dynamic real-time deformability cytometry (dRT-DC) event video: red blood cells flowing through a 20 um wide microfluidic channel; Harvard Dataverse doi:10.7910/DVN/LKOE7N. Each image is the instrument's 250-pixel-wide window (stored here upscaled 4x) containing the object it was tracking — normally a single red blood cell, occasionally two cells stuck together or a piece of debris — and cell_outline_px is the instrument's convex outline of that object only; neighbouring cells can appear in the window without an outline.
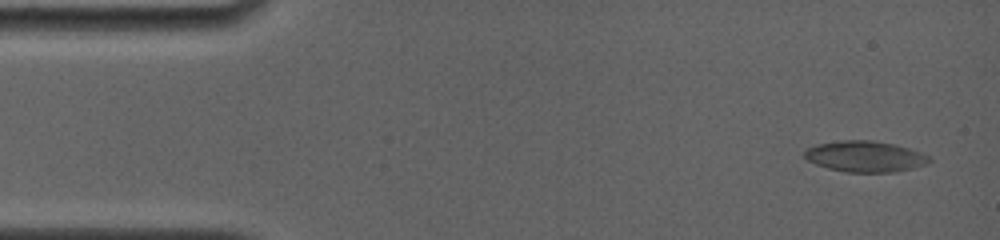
{"species": "common noctule bat (a hibernating species)", "species_latin": "Nyctalus noctula", "temperature_condition": "room temperature", "stored_images_in_passage": 10, "camera_frame_rate_fps": 4000, "um_per_image_px": 0.085, "animal": {"sex": "female", "body_mass_g": 19.0, "forearm_length_mm": 56.7}, "frame": {"image": 1, "passage_image": 1, "time_ms": 0.0, "image_size_px": [1000, 240], "cell_outline_px": [[932, 160], [928, 164], [896, 172], [848, 172], [828, 168], [816, 164], [808, 160], [804, 156], [804, 152], [808, 148], [816, 144], [844, 140], [872, 140], [892, 144], [908, 148], [920, 152], [928, 156]], "centroid_in_image_um": [73.54, 13.3], "position_along_channel_um": 11.5, "area_um2": 22.37}}
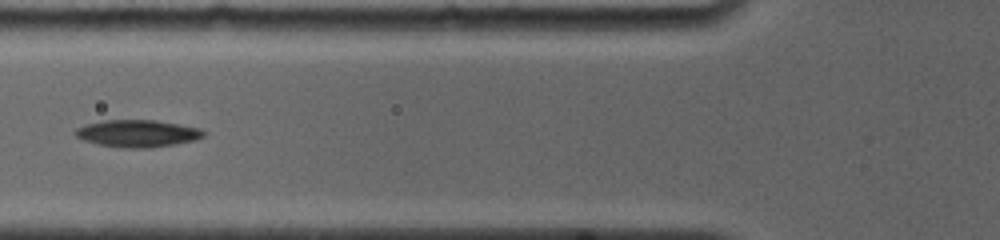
{"frame": {"image": 2, "passage_image": 7, "time_ms": 5.5, "image_size_px": [1000, 240], "cell_outline_px": [[204, 136], [196, 140], [176, 144], [152, 148], [124, 148], [100, 144], [84, 140], [76, 136], [72, 132], [76, 128], [84, 124], [104, 120], [156, 120], [180, 124], [200, 128], [204, 132]], "centroid_in_image_um": [11.69, 11.34], "position_along_channel_um": 114.1, "area_um2": 20.46}}
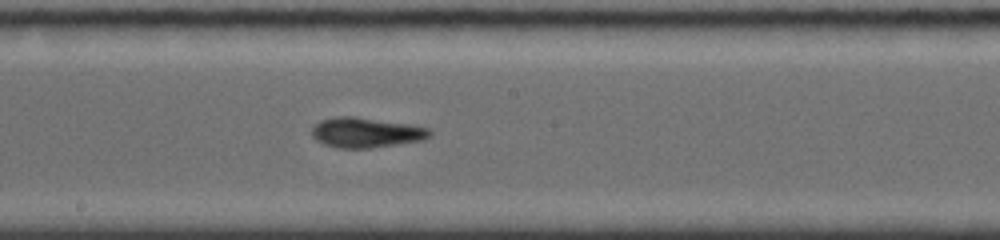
{"frame": {"image": 3, "passage_image": 10, "time_ms": 8.25, "image_size_px": [1000, 240], "cell_outline_px": [[432, 136], [424, 140], [368, 148], [340, 148], [324, 144], [316, 140], [312, 136], [312, 128], [320, 120], [336, 116], [356, 116], [408, 124], [432, 128]], "centroid_in_image_um": [31.14, 11.26], "position_along_channel_um": 217.1, "area_um2": 20.75}}